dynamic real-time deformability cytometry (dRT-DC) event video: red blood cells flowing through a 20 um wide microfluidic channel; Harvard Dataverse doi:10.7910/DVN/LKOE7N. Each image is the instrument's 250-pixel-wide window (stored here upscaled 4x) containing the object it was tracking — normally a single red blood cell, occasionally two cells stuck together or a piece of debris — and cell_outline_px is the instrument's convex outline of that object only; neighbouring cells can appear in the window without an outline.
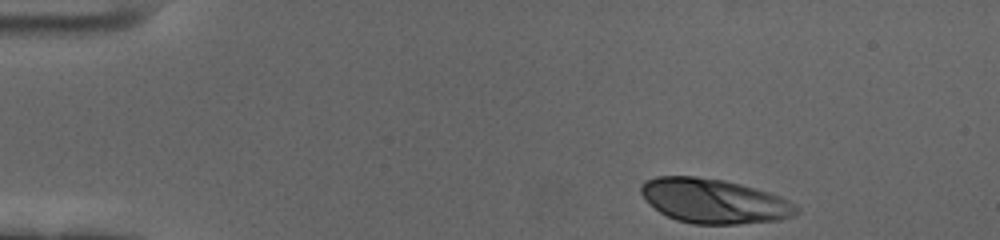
{"species": "human", "species_latin": "Homo sapiens", "temperature_condition": "cold", "stored_images_in_passage": 42, "camera_frame_rate_fps": 3000, "um_per_image_px": 0.085, "donor": {"sex": "female"}, "frame": {"image": 1, "passage_image": 1, "time_ms": 0.0, "image_size_px": [1000, 240], "cell_outline_px": [[800, 212], [792, 216], [776, 220], [736, 224], [692, 224], [676, 220], [660, 212], [640, 192], [640, 184], [644, 180], [656, 176], [692, 176], [724, 180], [740, 184], [768, 192], [780, 196], [796, 204]], "centroid_in_image_um": [60.69, 17.08], "position_along_channel_um": 24.3, "area_um2": 40.11}}
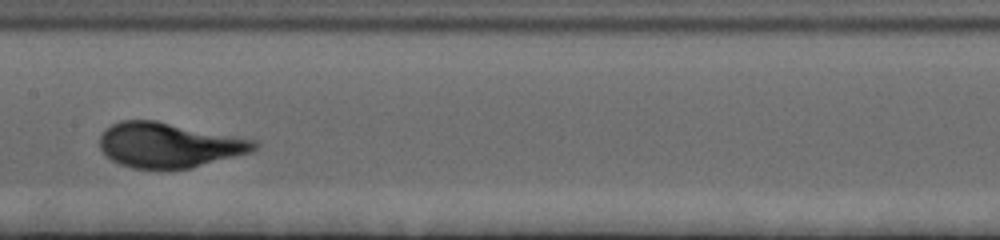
{"frame": {"image": 2, "passage_image": 23, "time_ms": 7.333, "image_size_px": [1000, 240], "cell_outline_px": [[256, 148], [248, 152], [192, 168], [132, 168], [120, 164], [112, 160], [100, 148], [100, 136], [104, 128], [120, 120], [156, 120], [256, 140]], "centroid_in_image_um": [14.31, 12.31], "position_along_channel_um": 193.1, "area_um2": 40.06}}
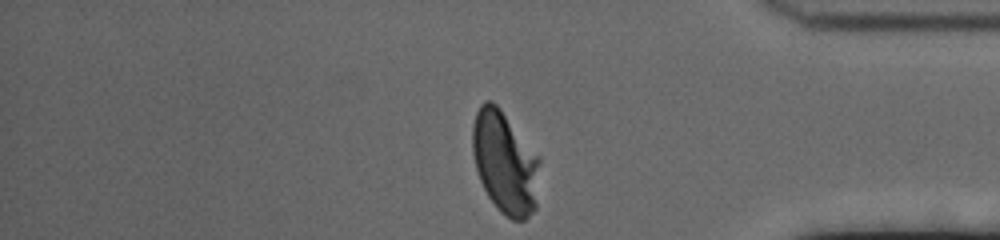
{"frame": {"image": 3, "passage_image": 42, "time_ms": 13.667, "image_size_px": [1000, 240], "cell_outline_px": [[540, 160], [536, 208], [524, 220], [512, 220], [488, 196], [480, 180], [476, 168], [472, 152], [472, 128], [476, 112], [480, 104], [484, 100], [492, 100], [500, 108], [540, 156]], "centroid_in_image_um": [42.93, 13.76], "position_along_channel_um": 392.3, "area_um2": 40.06}, "authors_computed_cell_mechanics": {"area_um2": 39.304, "velocity_mm_per_s": 3.4457, "shape_relaxation_time_tau1_ms": 3.6748, "shape_relaxation_time_tau2_ms": null, "deformation_change_tau1": 0.1982, "deformation_change_tau2": null}}